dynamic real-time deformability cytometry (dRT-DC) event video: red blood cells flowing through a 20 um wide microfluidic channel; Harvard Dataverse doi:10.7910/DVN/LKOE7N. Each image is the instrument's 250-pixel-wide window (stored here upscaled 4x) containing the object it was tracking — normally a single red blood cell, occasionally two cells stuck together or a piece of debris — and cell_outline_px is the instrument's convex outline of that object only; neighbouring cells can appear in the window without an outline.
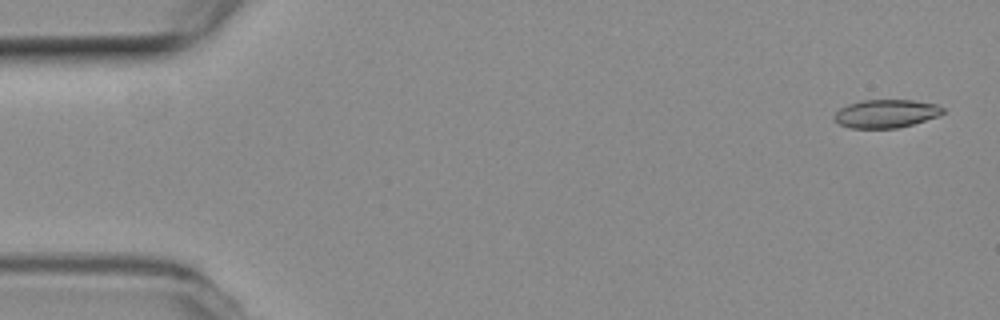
{"species": "common noctule bat (a hibernating species)", "species_latin": "Nyctalus noctula", "temperature_condition": "room temperature", "stored_images_in_passage": 56, "camera_frame_rate_fps": 3000, "um_per_image_px": 0.085, "animal": {"sex": "female", "body_mass_g": 19.3, "forearm_length_mm": 54.1}, "frame": {"image": 1, "passage_image": 2, "time_ms": 0.333, "image_size_px": [1000, 320], "cell_outline_px": [[944, 112], [936, 116], [912, 124], [896, 128], [848, 128], [832, 120], [832, 116], [840, 108], [848, 104], [860, 100], [912, 100], [936, 104], [944, 108]], "centroid_in_image_um": [75.24, 9.65], "position_along_channel_um": 9.8, "area_um2": 17.86}}
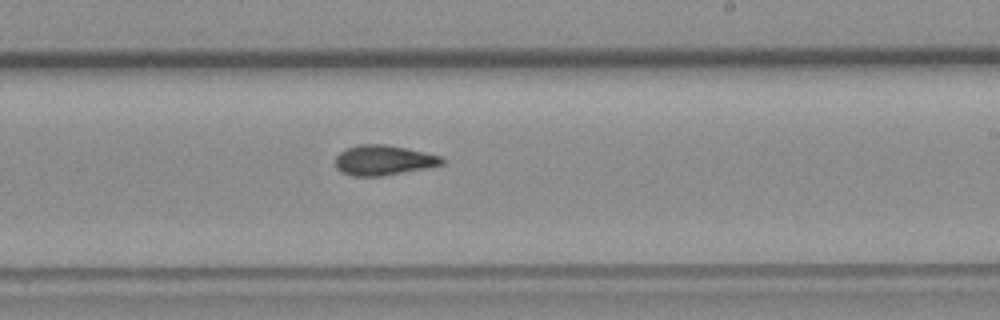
{"frame": {"image": 2, "passage_image": 33, "time_ms": 10.667, "image_size_px": [1000, 320], "cell_outline_px": [[444, 164], [428, 168], [380, 176], [352, 176], [340, 172], [336, 168], [336, 156], [340, 152], [348, 148], [360, 144], [384, 144], [424, 152], [440, 156], [444, 160]], "centroid_in_image_um": [32.58, 13.63], "position_along_channel_um": 256.4, "area_um2": 18.55}}
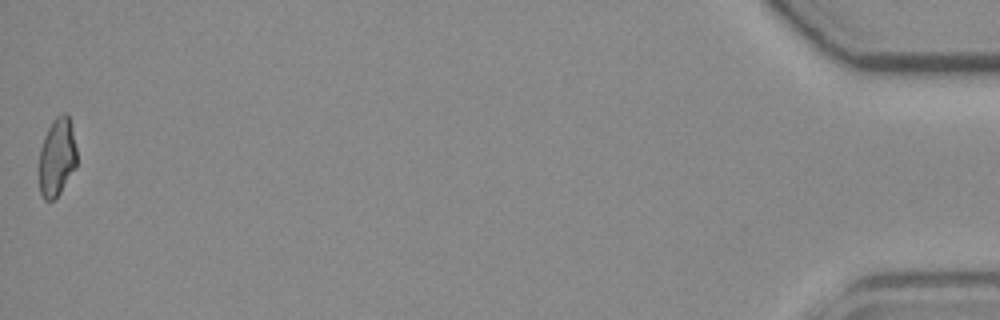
{"frame": {"image": 3, "passage_image": 56, "time_ms": 18.333, "image_size_px": [1000, 320], "cell_outline_px": [[76, 168], [60, 192], [52, 200], [44, 200], [40, 192], [40, 148], [44, 136], [52, 120], [56, 116], [64, 112], [68, 116], [76, 148]], "centroid_in_image_um": [4.84, 13.35], "position_along_channel_um": 430.4, "area_um2": 16.94}, "authors_computed_cell_mechanics": {"area_um2": 18.0914, "velocity_mm_per_s": 3.6433, "shape_relaxation_time_tau1_ms": null, "shape_relaxation_time_tau2_ms": 4.6765, "deformation_change_tau1": null, "deformation_change_tau2": 0.1273}}